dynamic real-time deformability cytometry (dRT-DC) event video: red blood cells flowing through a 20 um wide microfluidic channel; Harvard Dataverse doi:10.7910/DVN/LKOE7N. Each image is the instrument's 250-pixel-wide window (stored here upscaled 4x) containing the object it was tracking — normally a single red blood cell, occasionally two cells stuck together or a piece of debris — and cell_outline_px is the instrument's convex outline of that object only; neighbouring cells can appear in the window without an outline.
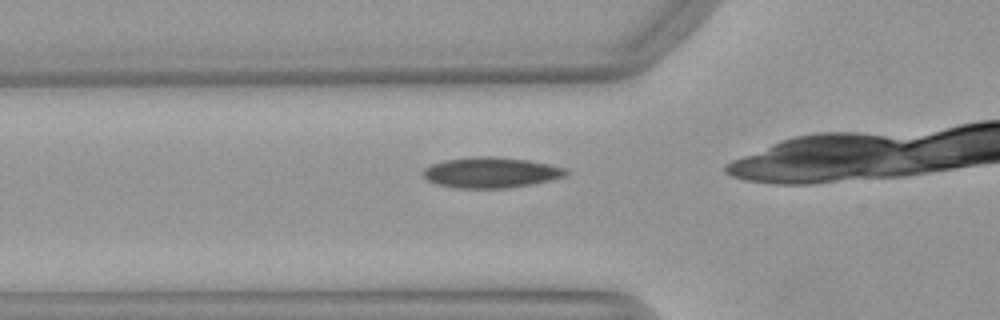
{"species": "Egyptian fruit bat (a non-hibernating species)", "species_latin": "Rousettus aegyptiacus", "temperature_condition": "warm", "stored_images_in_passage": 27, "camera_frame_rate_fps": 3000, "um_per_image_px": 0.085, "animal": {"sex": "female"}, "frame": {"image": 1, "passage_image": 4, "time_ms": 1.0, "image_size_px": [1000, 320], "cell_outline_px": [[568, 172], [564, 176], [532, 184], [508, 188], [456, 188], [436, 184], [428, 180], [420, 172], [424, 168], [432, 164], [444, 160], [476, 156], [492, 156], [528, 160], [568, 168]], "centroid_in_image_um": [41.7, 14.66], "position_along_channel_um": 84.1, "area_um2": 25.49}}
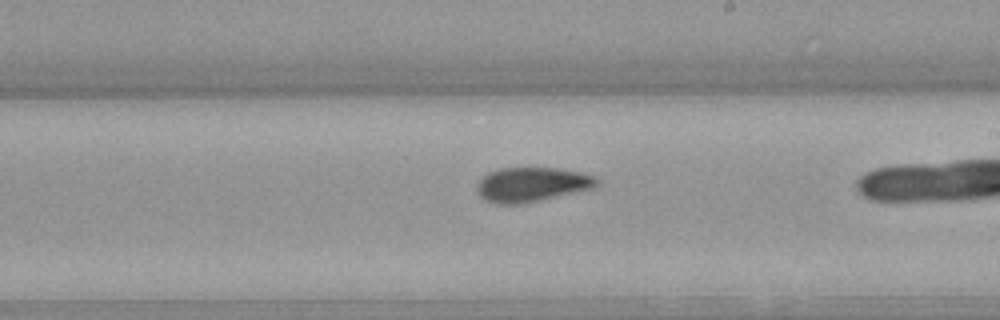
{"frame": {"image": 2, "passage_image": 16, "time_ms": 5.0, "image_size_px": [1000, 320], "cell_outline_px": [[600, 184], [596, 188], [524, 204], [496, 204], [484, 200], [476, 192], [476, 184], [488, 172], [500, 168], [556, 168], [580, 172], [596, 176], [600, 180]], "centroid_in_image_um": [45.23, 15.7], "position_along_channel_um": 243.8, "area_um2": 24.57}}
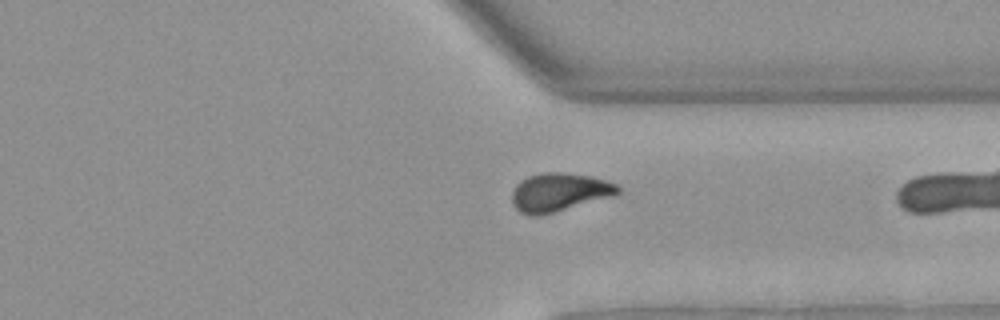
{"frame": {"image": 3, "passage_image": 25, "time_ms": 8.0, "image_size_px": [1000, 320], "cell_outline_px": [[620, 192], [616, 196], [540, 216], [528, 216], [520, 212], [512, 204], [512, 192], [516, 184], [520, 180], [528, 176], [544, 172], [564, 172], [588, 176], [608, 180], [616, 184], [620, 188]], "centroid_in_image_um": [47.54, 16.35], "position_along_channel_um": 363.9, "area_um2": 24.1}}